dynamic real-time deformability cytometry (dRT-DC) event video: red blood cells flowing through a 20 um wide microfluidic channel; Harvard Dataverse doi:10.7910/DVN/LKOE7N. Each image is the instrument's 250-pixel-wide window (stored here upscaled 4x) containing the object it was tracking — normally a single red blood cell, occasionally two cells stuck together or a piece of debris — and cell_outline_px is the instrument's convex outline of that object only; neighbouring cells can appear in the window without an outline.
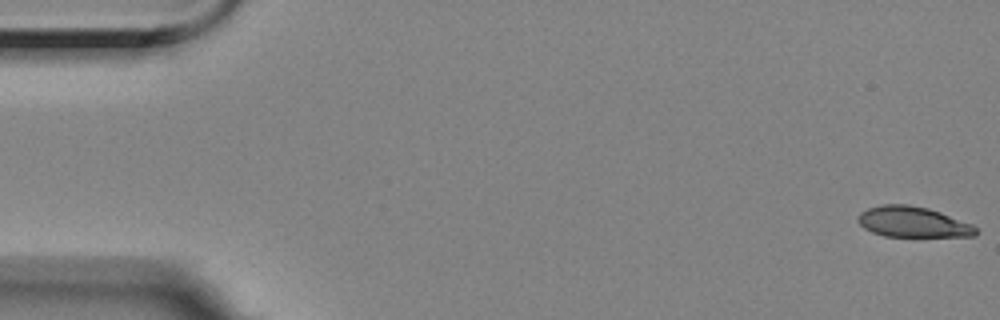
{"species": "Egyptian fruit bat (a non-hibernating species)", "species_latin": "Rousettus aegyptiacus", "temperature_condition": "room temperature", "stored_images_in_passage": 57, "camera_frame_rate_fps": 3000, "um_per_image_px": 0.085, "animal": {"sex": "female"}, "frame": {"image": 1, "passage_image": 1, "time_ms": 0.0, "image_size_px": [1000, 320], "cell_outline_px": [[976, 236], [884, 236], [872, 232], [864, 228], [856, 220], [860, 212], [868, 208], [884, 204], [908, 204], [928, 208], [940, 212], [972, 224], [976, 228]], "centroid_in_image_um": [77.56, 18.86], "position_along_channel_um": 7.4, "area_um2": 20.92}}
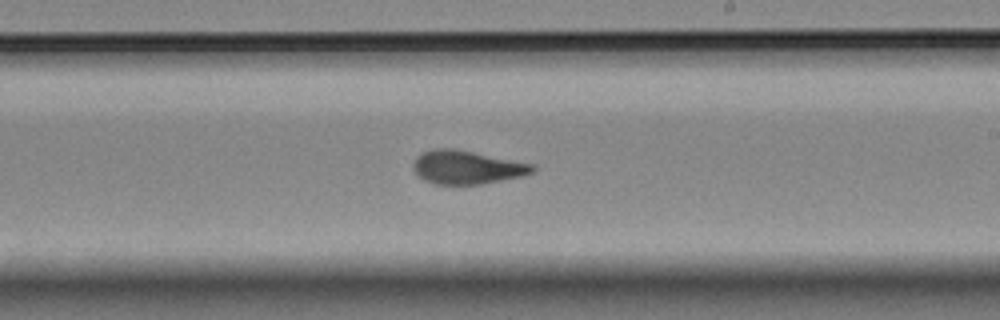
{"frame": {"image": 2, "passage_image": 33, "time_ms": 10.667, "image_size_px": [1000, 320], "cell_outline_px": [[536, 172], [524, 176], [480, 184], [436, 184], [424, 180], [416, 176], [412, 168], [412, 164], [416, 156], [420, 152], [432, 148], [456, 148], [536, 164]], "centroid_in_image_um": [39.69, 14.2], "position_along_channel_um": 249.3, "area_um2": 23.93}}
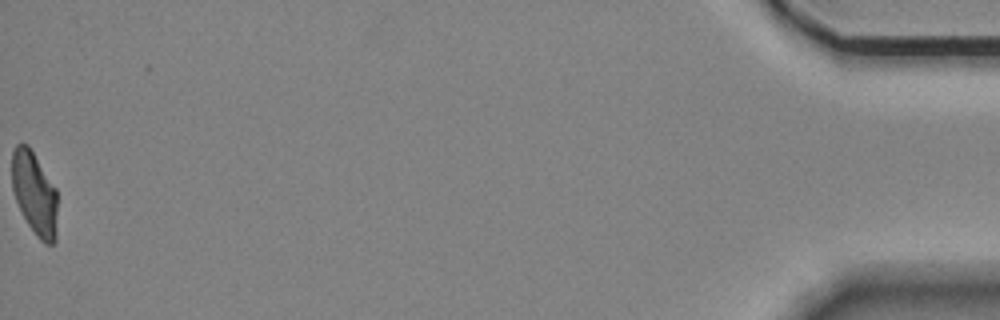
{"frame": {"image": 3, "passage_image": 57, "time_ms": 18.667, "image_size_px": [1000, 320], "cell_outline_px": [[56, 240], [52, 244], [44, 244], [36, 236], [28, 224], [16, 200], [12, 188], [12, 152], [16, 144], [28, 144], [56, 188]], "centroid_in_image_um": [2.93, 16.44], "position_along_channel_um": 432.3, "area_um2": 21.91}, "authors_computed_cell_mechanics": {"area_um2": 23.3512, "velocity_mm_per_s": 3.5202, "shape_relaxation_time_tau1_ms": 5.9149, "shape_relaxation_time_tau2_ms": 1.5056, "deformation_change_tau1": 0.1782, "deformation_change_tau2": 0.0771}}